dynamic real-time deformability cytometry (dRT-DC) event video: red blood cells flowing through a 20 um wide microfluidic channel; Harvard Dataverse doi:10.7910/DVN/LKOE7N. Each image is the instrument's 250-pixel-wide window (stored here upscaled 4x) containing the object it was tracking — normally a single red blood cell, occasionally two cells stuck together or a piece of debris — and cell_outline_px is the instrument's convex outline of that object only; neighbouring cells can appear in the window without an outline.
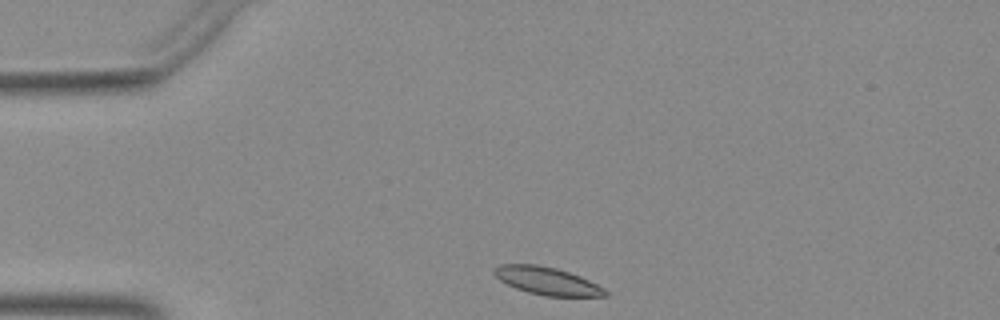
{"species": "Egyptian fruit bat (a non-hibernating species)", "species_latin": "Rousettus aegyptiacus", "temperature_condition": "warm", "stored_images_in_passage": 32, "camera_frame_rate_fps": 3000, "um_per_image_px": 0.085, "animal": {"sex": "female"}, "frame": {"image": 1, "passage_image": 1, "time_ms": 0.0, "image_size_px": [1000, 320], "cell_outline_px": [[608, 296], [544, 296], [528, 292], [516, 288], [500, 280], [492, 272], [500, 264], [536, 264], [556, 268], [580, 276], [604, 288], [608, 292]], "centroid_in_image_um": [46.51, 23.88], "position_along_channel_um": 38.5, "area_um2": 17.74}}
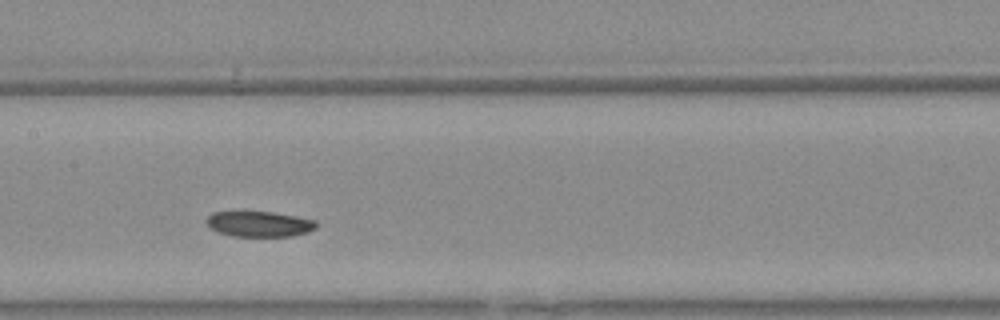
{"frame": {"image": 2, "passage_image": 15, "time_ms": 4.667, "image_size_px": [1000, 320], "cell_outline_px": [[316, 228], [308, 232], [292, 236], [232, 236], [216, 232], [208, 228], [208, 216], [212, 212], [272, 212], [316, 220]], "centroid_in_image_um": [22.02, 19.05], "position_along_channel_um": 185.4, "area_um2": 16.24}}
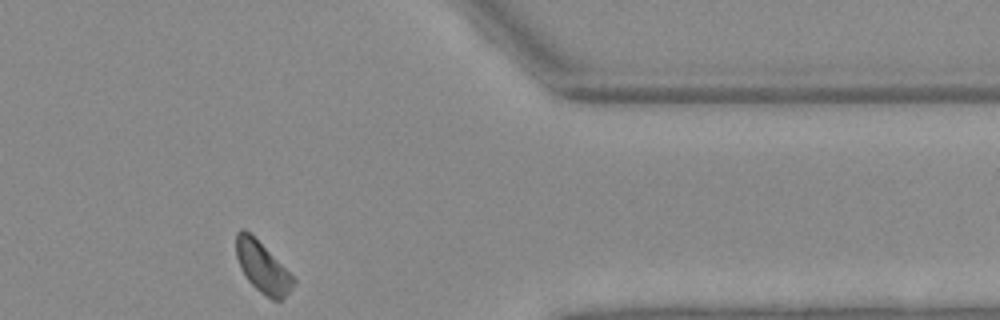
{"frame": {"image": 3, "passage_image": 32, "time_ms": 10.333, "image_size_px": [1000, 320], "cell_outline_px": [[296, 284], [280, 300], [272, 300], [260, 292], [248, 280], [240, 268], [236, 256], [236, 232], [240, 228], [244, 228], [296, 280]], "centroid_in_image_um": [22.28, 22.74], "position_along_channel_um": 389.1, "area_um2": 16.3}}